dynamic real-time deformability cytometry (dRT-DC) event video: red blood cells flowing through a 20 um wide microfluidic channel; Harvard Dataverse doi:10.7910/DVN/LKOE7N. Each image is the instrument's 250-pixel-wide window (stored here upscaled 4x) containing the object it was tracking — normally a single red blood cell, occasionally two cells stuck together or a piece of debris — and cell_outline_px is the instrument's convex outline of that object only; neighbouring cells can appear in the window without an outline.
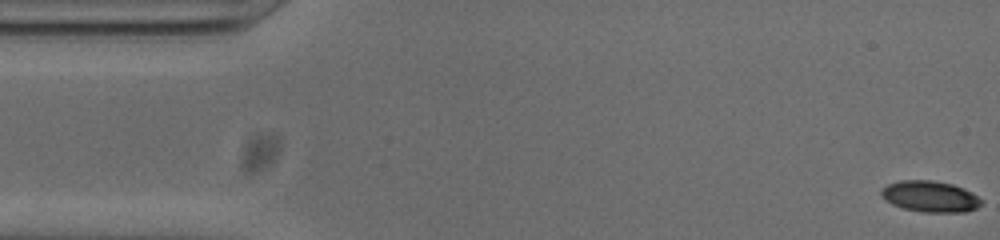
{"species": "common noctule bat (a hibernating species)", "species_latin": "Nyctalus noctula", "temperature_condition": "cold", "stored_images_in_passage": 53, "camera_frame_rate_fps": 3000, "um_per_image_px": 0.085, "animal": {"sex": "male", "body_mass_g": 20.0, "forearm_length_mm": 53.3}, "frame": {"image": 1, "passage_image": 1, "time_ms": 0.0, "image_size_px": [1000, 240], "cell_outline_px": [[984, 200], [976, 208], [964, 212], [924, 212], [904, 208], [892, 204], [884, 200], [880, 196], [880, 188], [888, 184], [900, 180], [932, 180], [952, 184], [964, 188], [972, 192]], "centroid_in_image_um": [79.04, 16.69], "position_along_channel_um": 6.0, "area_um2": 18.32}}
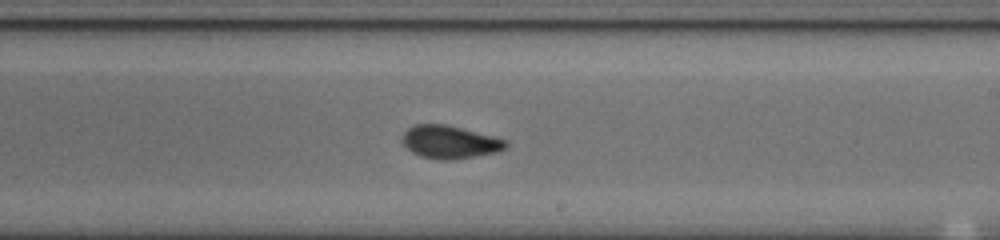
{"frame": {"image": 2, "passage_image": 30, "time_ms": 9.667, "image_size_px": [1000, 240], "cell_outline_px": [[508, 148], [496, 152], [452, 160], [440, 160], [420, 156], [412, 152], [400, 140], [404, 132], [408, 128], [416, 124], [444, 124], [508, 140]], "centroid_in_image_um": [38.22, 12.08], "position_along_channel_um": 250.8, "area_um2": 19.77}}
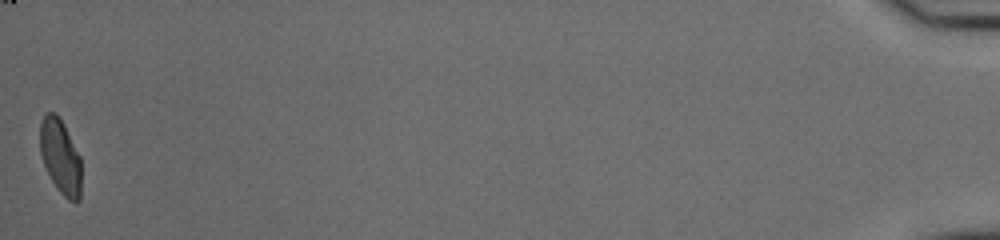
{"frame": {"image": 3, "passage_image": 53, "time_ms": 17.333, "image_size_px": [1000, 240], "cell_outline_px": [[80, 200], [68, 200], [60, 192], [52, 180], [44, 164], [40, 152], [40, 124], [44, 116], [48, 112], [56, 112], [64, 124], [80, 156]], "centroid_in_image_um": [5.13, 13.27], "position_along_channel_um": 430.1, "area_um2": 17.69}, "authors_computed_cell_mechanics": {"area_um2": 18.9584, "velocity_mm_per_s": 3.7893, "shape_relaxation_time_tau1_ms": 6.6515, "shape_relaxation_time_tau2_ms": 2.1304, "deformation_change_tau1": 0.1564, "deformation_change_tau2": 0.0588}}